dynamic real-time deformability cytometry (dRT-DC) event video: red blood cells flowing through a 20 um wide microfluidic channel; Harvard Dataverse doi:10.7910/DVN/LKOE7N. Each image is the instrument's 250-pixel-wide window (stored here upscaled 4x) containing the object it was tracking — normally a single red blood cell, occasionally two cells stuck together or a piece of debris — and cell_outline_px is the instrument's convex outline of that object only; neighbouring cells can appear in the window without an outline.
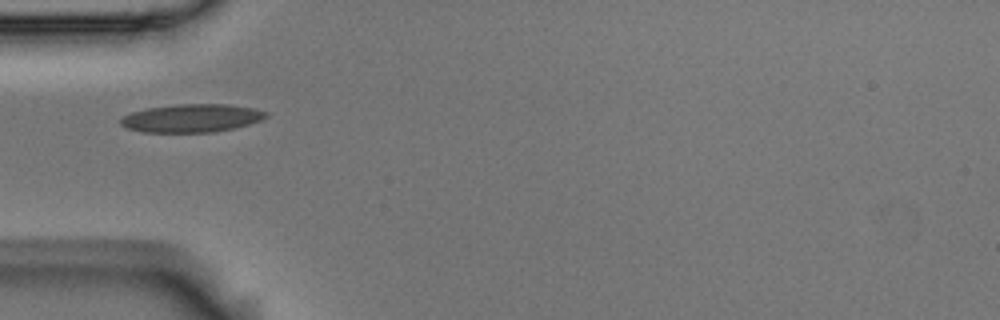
{"species": "Egyptian fruit bat (a non-hibernating species)", "species_latin": "Rousettus aegyptiacus", "temperature_condition": "room temperature", "stored_images_in_passage": 2, "camera_frame_rate_fps": 3000, "um_per_image_px": 0.085, "animal": {"sex": "male"}, "frame": {"image": 1, "passage_image": 1, "time_ms": 0.0, "image_size_px": [1000, 320], "cell_outline_px": [[268, 116], [260, 120], [248, 124], [232, 128], [212, 132], [140, 132], [128, 128], [120, 124], [120, 120], [124, 116], [132, 112], [148, 108], [176, 104], [228, 104], [252, 108], [268, 112]], "centroid_in_image_um": [16.28, 10.04], "position_along_channel_um": 68.7, "area_um2": 23.64}}
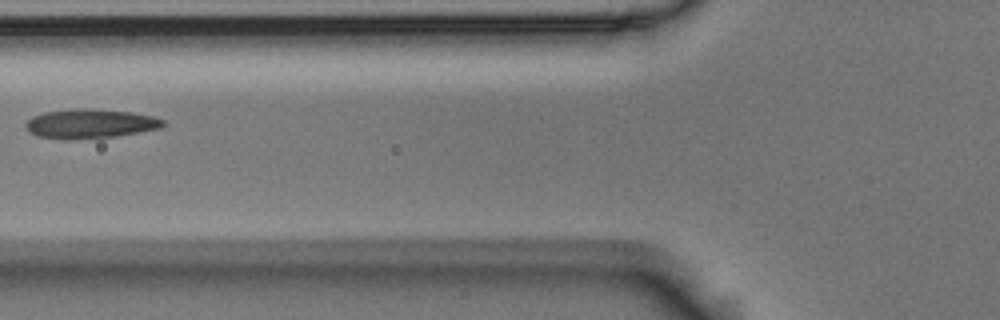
{"frame": {"image": 2, "passage_image": 2, "time_ms": 0.333, "image_size_px": [1000, 320], "cell_outline_px": [[168, 124], [160, 128], [116, 136], [40, 136], [28, 132], [24, 124], [32, 116], [44, 112], [76, 108], [92, 108], [132, 112], [152, 116], [164, 120]], "centroid_in_image_um": [7.73, 10.45], "position_along_channel_um": 118.1, "area_um2": 22.48}}